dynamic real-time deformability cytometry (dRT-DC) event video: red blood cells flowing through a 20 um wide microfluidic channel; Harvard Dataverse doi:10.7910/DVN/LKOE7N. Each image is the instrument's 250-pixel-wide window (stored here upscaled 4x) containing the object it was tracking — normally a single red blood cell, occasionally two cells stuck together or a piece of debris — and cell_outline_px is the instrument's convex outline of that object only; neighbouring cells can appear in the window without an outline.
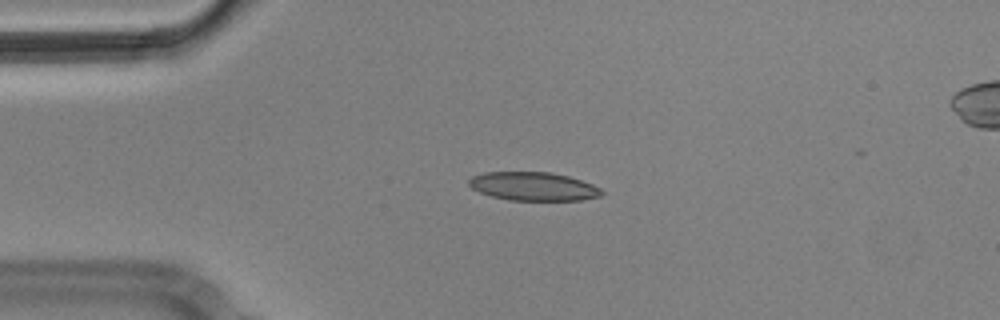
{"species": "Egyptian fruit bat (a non-hibernating species)", "species_latin": "Rousettus aegyptiacus", "temperature_condition": "cold", "stored_images_in_passage": 4, "camera_frame_rate_fps": 3000, "um_per_image_px": 0.085, "animal": {"sex": "male"}, "frame": {"image": 1, "passage_image": 2, "time_ms": 0.333, "image_size_px": [1000, 320], "cell_outline_px": [[604, 192], [600, 196], [580, 200], [508, 200], [492, 196], [480, 192], [472, 188], [468, 184], [468, 180], [472, 176], [484, 172], [552, 172], [568, 176], [592, 184], [600, 188]], "centroid_in_image_um": [45.32, 15.84], "position_along_channel_um": 39.7, "area_um2": 22.02}}